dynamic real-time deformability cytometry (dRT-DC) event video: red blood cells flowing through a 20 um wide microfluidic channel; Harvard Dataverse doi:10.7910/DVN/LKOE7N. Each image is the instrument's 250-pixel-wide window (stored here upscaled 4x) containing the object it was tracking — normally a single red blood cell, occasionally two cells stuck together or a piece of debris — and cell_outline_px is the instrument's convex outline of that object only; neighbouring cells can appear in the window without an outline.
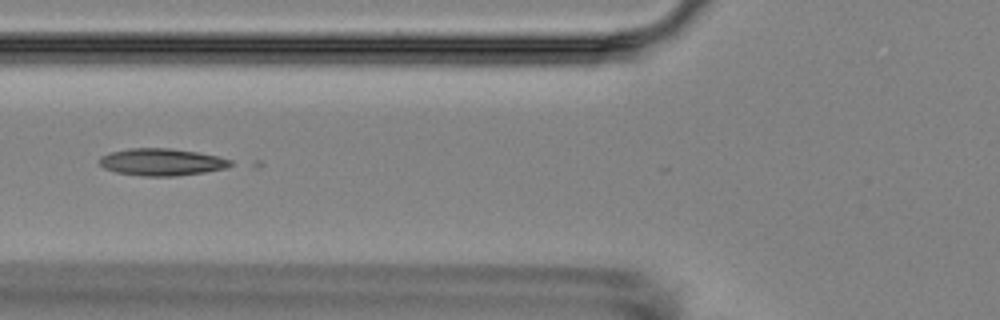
{"species": "Egyptian fruit bat (a non-hibernating species)", "species_latin": "Rousettus aegyptiacus", "temperature_condition": "room temperature", "stored_images_in_passage": 9, "camera_frame_rate_fps": 3000, "um_per_image_px": 0.085, "animal": {"sex": "female"}, "frame": {"image": 1, "passage_image": 7, "time_ms": 6.667, "image_size_px": [1000, 320], "cell_outline_px": [[232, 164], [224, 168], [204, 172], [176, 176], [144, 176], [116, 172], [104, 168], [100, 164], [100, 156], [108, 152], [128, 148], [168, 148], [200, 152], [232, 160]], "centroid_in_image_um": [13.71, 13.76], "position_along_channel_um": 112.1, "area_um2": 20.69}}